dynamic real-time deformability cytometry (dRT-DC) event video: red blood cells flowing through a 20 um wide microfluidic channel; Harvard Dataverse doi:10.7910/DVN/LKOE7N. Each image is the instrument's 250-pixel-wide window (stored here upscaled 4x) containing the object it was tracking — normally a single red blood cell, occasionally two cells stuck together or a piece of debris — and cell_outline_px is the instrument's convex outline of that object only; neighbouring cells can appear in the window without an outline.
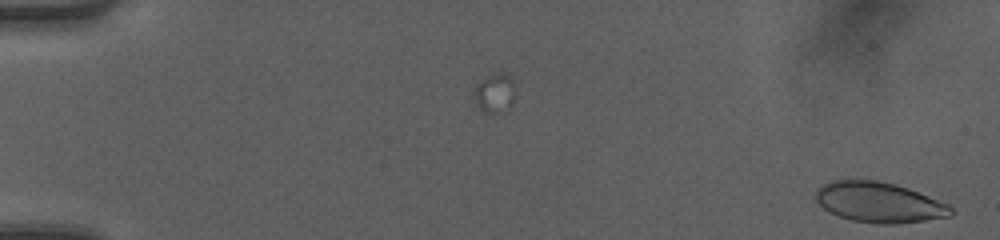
{"species": "human", "species_latin": "Homo sapiens", "temperature_condition": "room temperature", "stored_images_in_passage": 49, "camera_frame_rate_fps": 3000, "um_per_image_px": 0.085, "donor": {"sex": "female"}, "frame": {"image": 1, "passage_image": 1, "time_ms": 0.0, "image_size_px": [1000, 240], "cell_outline_px": [[952, 216], [924, 220], [892, 224], [880, 224], [852, 220], [828, 212], [816, 200], [816, 188], [832, 180], [876, 180], [896, 184], [908, 188], [948, 204], [952, 208]], "centroid_in_image_um": [74.71, 17.19], "position_along_channel_um": 10.3, "area_um2": 31.56}}
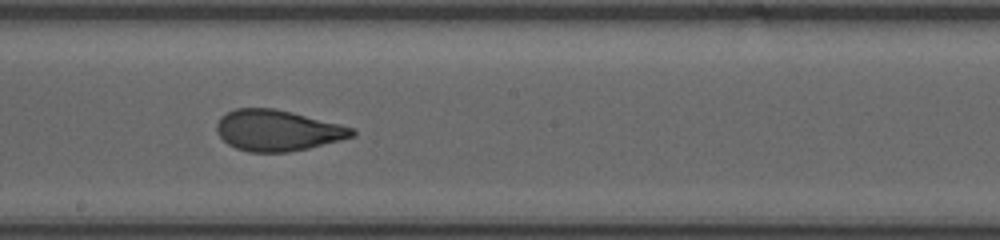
{"frame": {"image": 2, "passage_image": 28, "time_ms": 9.0, "image_size_px": [1000, 240], "cell_outline_px": [[356, 132], [352, 136], [340, 140], [308, 148], [288, 152], [248, 152], [236, 148], [228, 144], [220, 136], [216, 128], [216, 124], [220, 116], [236, 108], [276, 108], [356, 128]], "centroid_in_image_um": [23.58, 11.08], "position_along_channel_um": 224.6, "area_um2": 32.25}}
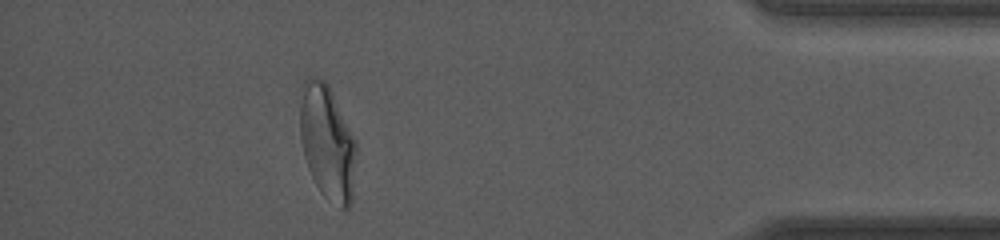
{"frame": {"image": 3, "passage_image": 44, "time_ms": 14.333, "image_size_px": [1000, 240], "cell_outline_px": [[356, 148], [352, 200], [348, 208], [340, 208], [324, 196], [320, 192], [308, 168], [304, 156], [300, 136], [300, 88], [304, 80], [312, 76], [316, 76], [324, 80], [328, 84], [356, 140]], "centroid_in_image_um": [27.8, 12.07], "position_along_channel_um": 407.4, "area_um2": 37.74}}